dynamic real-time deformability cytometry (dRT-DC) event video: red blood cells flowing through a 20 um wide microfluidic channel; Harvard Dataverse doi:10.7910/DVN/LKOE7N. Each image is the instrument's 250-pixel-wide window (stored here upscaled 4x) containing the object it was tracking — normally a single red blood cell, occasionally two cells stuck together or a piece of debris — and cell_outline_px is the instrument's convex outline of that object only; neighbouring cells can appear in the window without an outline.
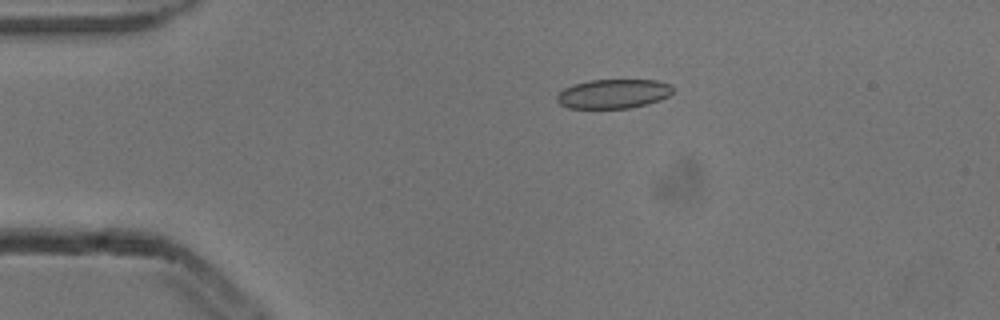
{"species": "common noctule bat (a hibernating species)", "species_latin": "Nyctalus noctula", "temperature_condition": "cold", "stored_images_in_passage": 3, "camera_frame_rate_fps": 3000, "um_per_image_px": 0.085, "animal": {"sex": "male", "body_mass_g": 13.3}, "frame": {"image": 1, "passage_image": 1, "time_ms": 0.0, "image_size_px": [1000, 320], "cell_outline_px": [[672, 92], [668, 96], [660, 100], [648, 104], [628, 108], [568, 108], [560, 104], [556, 100], [556, 96], [564, 88], [572, 84], [588, 80], [656, 80], [672, 84]], "centroid_in_image_um": [52.13, 7.97], "position_along_channel_um": 32.9, "area_um2": 19.88}}
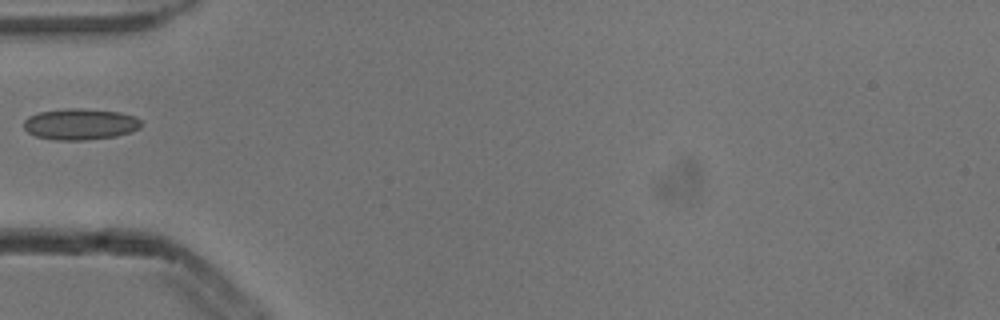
{"frame": {"image": 2, "passage_image": 3, "time_ms": 0.667, "image_size_px": [1000, 320], "cell_outline_px": [[140, 128], [132, 132], [116, 136], [88, 140], [52, 140], [36, 136], [28, 132], [24, 128], [24, 120], [28, 116], [40, 112], [64, 108], [80, 108], [120, 112], [136, 116], [140, 120]], "centroid_in_image_um": [6.82, 10.55], "position_along_channel_um": 78.2, "area_um2": 21.56}}